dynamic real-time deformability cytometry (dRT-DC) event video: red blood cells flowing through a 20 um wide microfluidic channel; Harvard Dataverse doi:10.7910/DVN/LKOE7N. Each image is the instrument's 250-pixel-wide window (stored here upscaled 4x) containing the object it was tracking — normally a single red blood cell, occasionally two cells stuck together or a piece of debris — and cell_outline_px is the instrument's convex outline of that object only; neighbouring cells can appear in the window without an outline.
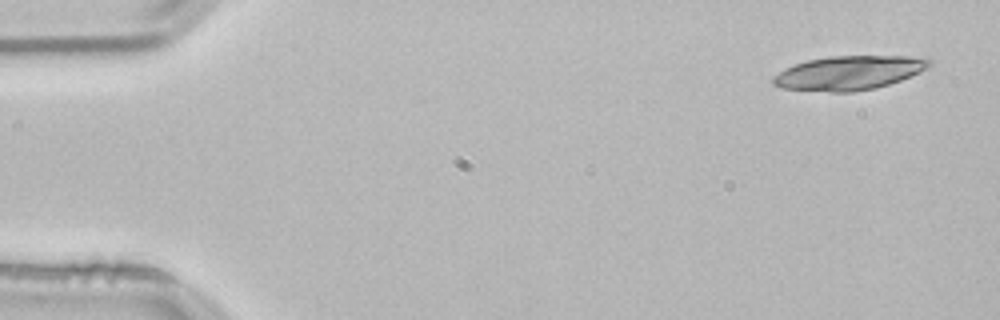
{"species": "common noctule bat (a hibernating species)", "species_latin": "Nyctalus noctula", "temperature_condition": "room temperature", "stored_images_in_passage": 17, "camera_frame_rate_fps": 3000, "um_per_image_px": 0.085, "animal": {"sex": "male", "body_mass_g": 21.5, "forearm_length_mm": 52.0}, "frame": {"image": 1, "passage_image": 1, "time_ms": 0.0, "image_size_px": [1000, 320], "cell_outline_px": [[932, 64], [920, 72], [900, 80], [876, 88], [852, 92], [828, 92], [780, 88], [772, 84], [772, 76], [784, 68], [808, 60], [828, 56], [928, 56], [932, 60]], "centroid_in_image_um": [72.17, 6.19], "position_along_channel_um": 12.8, "area_um2": 31.33}}